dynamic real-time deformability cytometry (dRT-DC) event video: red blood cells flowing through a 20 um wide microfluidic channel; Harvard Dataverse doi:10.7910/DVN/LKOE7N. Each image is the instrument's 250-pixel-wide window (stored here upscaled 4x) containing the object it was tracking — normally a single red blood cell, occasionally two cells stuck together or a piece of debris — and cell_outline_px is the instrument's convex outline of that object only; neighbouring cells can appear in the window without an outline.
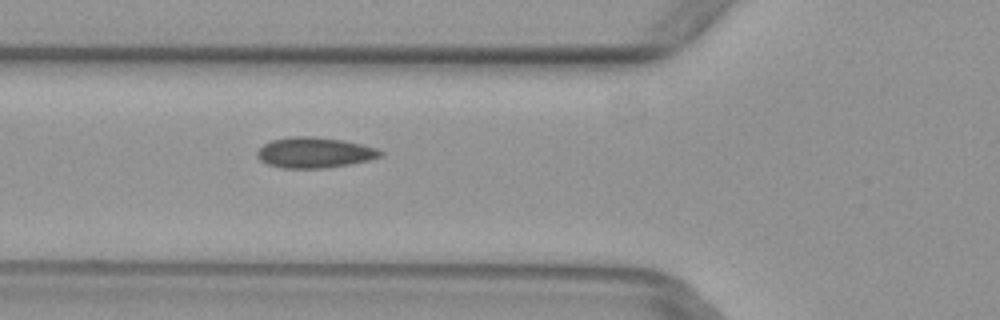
{"species": "common noctule bat (a hibernating species)", "species_latin": "Nyctalus noctula", "temperature_condition": "warm", "stored_images_in_passage": 4, "camera_frame_rate_fps": 3000, "um_per_image_px": 0.085, "animal": {"sex": "female", "body_mass_g": 29.2, "forearm_length_mm": 56.3}, "frame": {"image": 1, "passage_image": 4, "time_ms": 1.0, "image_size_px": [1000, 320], "cell_outline_px": [[384, 152], [380, 156], [368, 160], [328, 168], [280, 168], [268, 164], [260, 160], [256, 156], [256, 152], [264, 144], [272, 140], [288, 136], [312, 136], [344, 140], [376, 148]], "centroid_in_image_um": [26.7, 12.96], "position_along_channel_um": 99.1, "area_um2": 21.96}}